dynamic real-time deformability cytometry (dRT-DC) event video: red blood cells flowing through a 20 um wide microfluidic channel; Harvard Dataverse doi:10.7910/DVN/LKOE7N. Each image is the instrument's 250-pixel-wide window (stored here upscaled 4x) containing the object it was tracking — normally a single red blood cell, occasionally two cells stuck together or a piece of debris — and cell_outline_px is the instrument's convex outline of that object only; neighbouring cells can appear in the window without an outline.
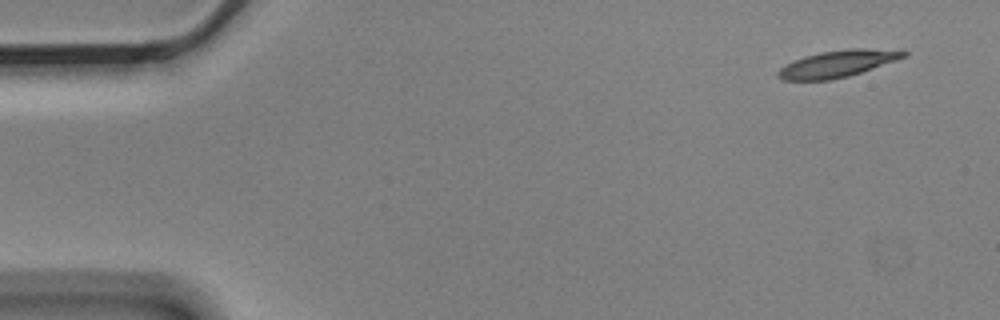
{"species": "Egyptian fruit bat (a non-hibernating species)", "species_latin": "Rousettus aegyptiacus", "temperature_condition": "cold", "stored_images_in_passage": 4, "camera_frame_rate_fps": 3000, "um_per_image_px": 0.085, "animal": {"sex": "male"}, "frame": {"image": 1, "passage_image": 1, "time_ms": 0.0, "image_size_px": [1000, 320], "cell_outline_px": [[908, 56], [848, 76], [828, 80], [784, 80], [776, 76], [776, 72], [780, 68], [804, 56], [820, 52], [852, 48], [864, 48], [908, 52]], "centroid_in_image_um": [71.15, 5.42], "position_along_channel_um": 13.8, "area_um2": 19.19}}
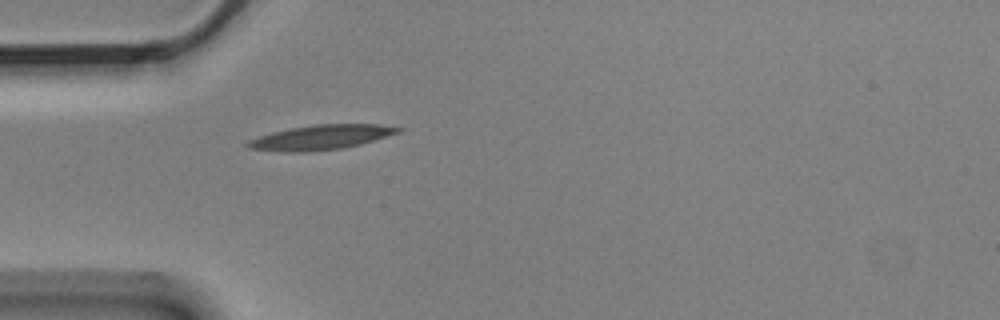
{"frame": {"image": 2, "passage_image": 4, "time_ms": 1.0, "image_size_px": [1000, 320], "cell_outline_px": [[404, 128], [400, 132], [360, 144], [340, 148], [308, 152], [284, 152], [248, 148], [244, 144], [248, 140], [272, 132], [312, 124], [380, 124]], "centroid_in_image_um": [27.26, 11.67], "position_along_channel_um": 57.7, "area_um2": 21.56}}